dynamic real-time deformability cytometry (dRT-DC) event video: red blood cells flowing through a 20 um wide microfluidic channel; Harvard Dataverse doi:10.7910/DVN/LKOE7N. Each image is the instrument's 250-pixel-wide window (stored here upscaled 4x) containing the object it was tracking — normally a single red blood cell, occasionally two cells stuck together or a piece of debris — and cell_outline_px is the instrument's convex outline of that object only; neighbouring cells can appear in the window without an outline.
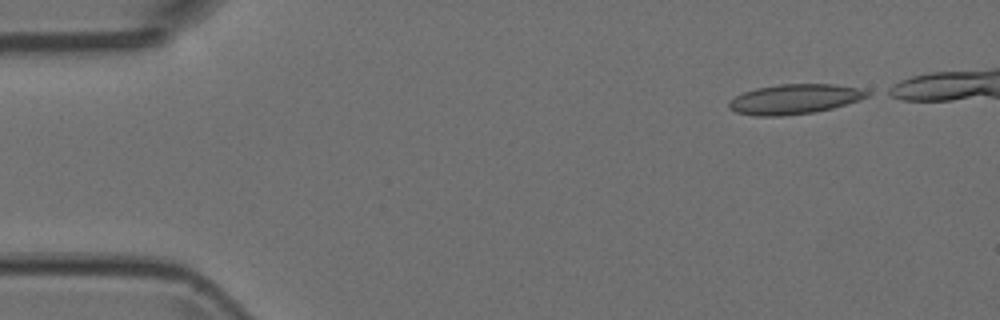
{"species": "Egyptian fruit bat (a non-hibernating species)", "species_latin": "Rousettus aegyptiacus", "temperature_condition": "room temperature", "stored_images_in_passage": 5, "camera_frame_rate_fps": 3000, "um_per_image_px": 0.085, "animal": {"sex": "female"}, "frame": {"image": 1, "passage_image": 1, "time_ms": 0.0, "image_size_px": [1000, 320], "cell_outline_px": [[872, 92], [868, 96], [860, 100], [832, 108], [812, 112], [780, 116], [756, 116], [736, 112], [728, 108], [728, 104], [736, 96], [744, 92], [756, 88], [780, 84], [832, 84], [860, 88]], "centroid_in_image_um": [67.55, 8.42], "position_along_channel_um": 17.4, "area_um2": 23.93}}